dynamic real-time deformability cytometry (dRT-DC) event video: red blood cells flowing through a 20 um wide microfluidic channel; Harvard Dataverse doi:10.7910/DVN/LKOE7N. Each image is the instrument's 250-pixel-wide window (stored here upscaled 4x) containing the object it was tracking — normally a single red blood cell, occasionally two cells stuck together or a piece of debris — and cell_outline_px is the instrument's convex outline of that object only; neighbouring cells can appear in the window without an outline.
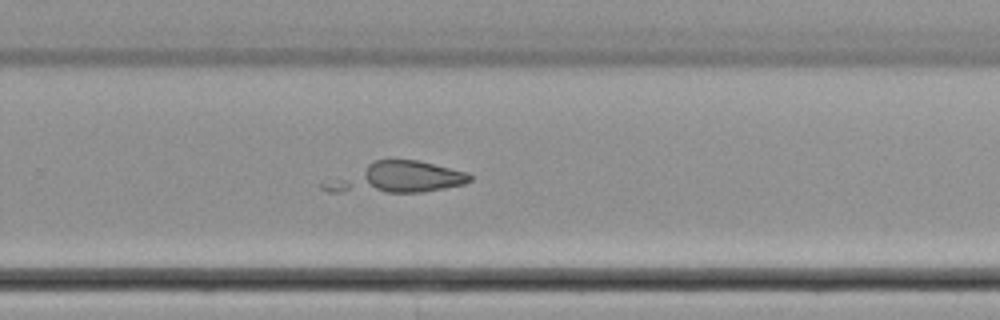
{"species": "common noctule bat (a hibernating species)", "species_latin": "Nyctalus noctula", "temperature_condition": "cold", "stored_images_in_passage": 54, "camera_frame_rate_fps": 3000, "um_per_image_px": 0.085, "animal": {"sex": "female", "body_mass_g": 22.7, "forearm_length_mm": 54.2}, "frame": {"image": 1, "passage_image": 37, "time_ms": 12.0, "image_size_px": [1000, 320], "cell_outline_px": [[472, 180], [464, 184], [444, 188], [420, 192], [328, 192], [320, 188], [320, 184], [376, 160], [420, 160], [468, 172], [472, 176]], "centroid_in_image_um": [33.77, 15.1], "position_along_channel_um": 296.0, "area_um2": 25.89}}
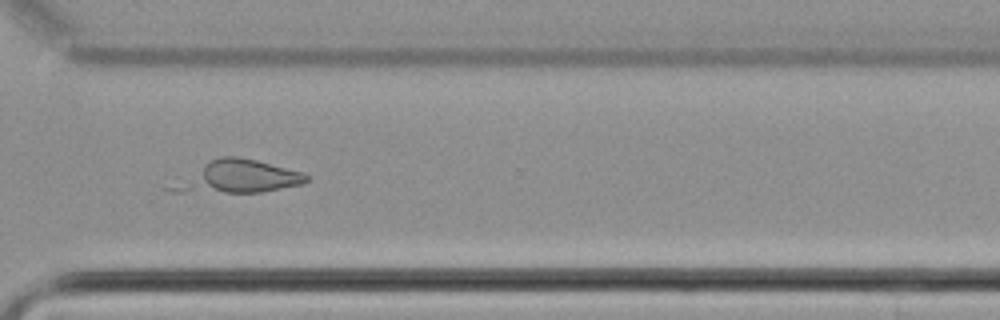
{"frame": {"image": 2, "passage_image": 41, "time_ms": 13.333, "image_size_px": [1000, 320], "cell_outline_px": [[312, 176], [304, 184], [260, 192], [168, 192], [160, 188], [204, 164], [220, 156], [236, 156], [256, 160], [304, 172]], "centroid_in_image_um": [20.15, 15.05], "position_along_channel_um": 350.5, "area_um2": 25.84}}
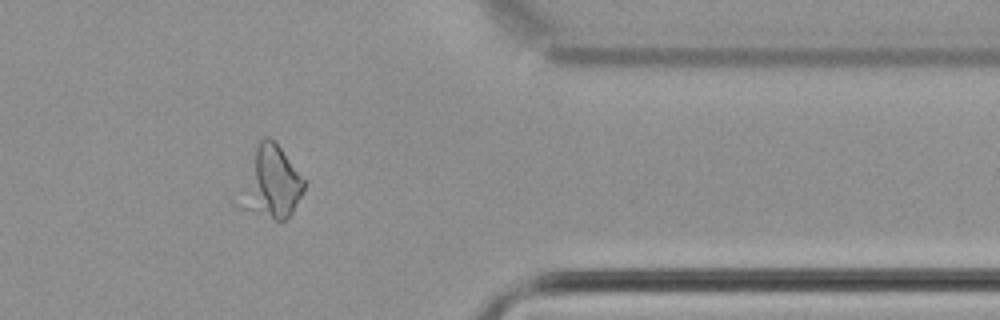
{"frame": {"image": 3, "passage_image": 45, "time_ms": 14.667, "image_size_px": [1000, 320], "cell_outline_px": [[304, 188], [292, 212], [284, 220], [276, 220], [244, 208], [244, 204], [256, 144], [264, 136], [268, 136], [280, 148], [304, 180]], "centroid_in_image_um": [23.18, 15.5], "position_along_channel_um": 388.2, "area_um2": 24.16}}